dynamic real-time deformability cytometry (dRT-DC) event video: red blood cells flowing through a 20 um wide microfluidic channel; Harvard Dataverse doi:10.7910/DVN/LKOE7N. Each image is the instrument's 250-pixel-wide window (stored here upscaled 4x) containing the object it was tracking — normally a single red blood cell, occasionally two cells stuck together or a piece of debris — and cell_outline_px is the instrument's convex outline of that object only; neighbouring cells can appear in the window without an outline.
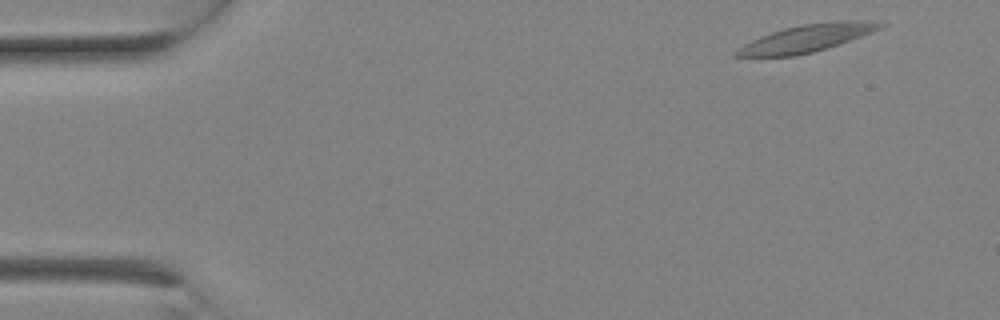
{"species": "Egyptian fruit bat (a non-hibernating species)", "species_latin": "Rousettus aegyptiacus", "temperature_condition": "room temperature", "stored_images_in_passage": 2, "camera_frame_rate_fps": 3000, "um_per_image_px": 0.085, "animal": {"sex": "female"}, "frame": {"image": 1, "passage_image": 1, "time_ms": 0.0, "image_size_px": [1000, 320], "cell_outline_px": [[888, 24], [872, 32], [812, 52], [796, 56], [732, 56], [732, 52], [736, 48], [760, 36], [784, 28], [800, 24], [836, 20], [872, 20]], "centroid_in_image_um": [68.55, 3.23], "position_along_channel_um": 16.5, "area_um2": 22.83}}